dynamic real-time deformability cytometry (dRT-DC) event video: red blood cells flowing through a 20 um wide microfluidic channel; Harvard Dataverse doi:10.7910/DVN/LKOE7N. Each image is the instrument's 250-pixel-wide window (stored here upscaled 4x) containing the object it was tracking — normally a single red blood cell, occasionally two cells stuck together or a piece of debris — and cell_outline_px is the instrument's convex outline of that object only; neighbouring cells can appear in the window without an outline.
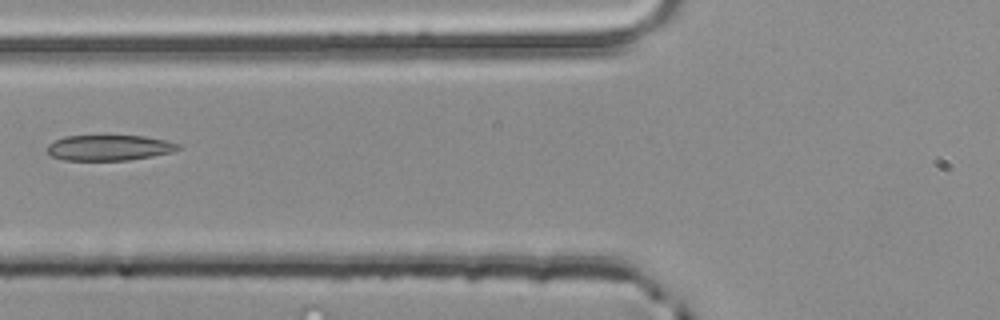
{"species": "common noctule bat (a hibernating species)", "species_latin": "Nyctalus noctula", "temperature_condition": "room temperature", "stored_images_in_passage": 5, "camera_frame_rate_fps": 3000, "um_per_image_px": 0.085, "animal": {"sex": "male", "body_mass_g": 20.4}, "frame": {"image": 1, "passage_image": 5, "time_ms": 1.333, "image_size_px": [1000, 320], "cell_outline_px": [[180, 148], [172, 152], [152, 156], [128, 160], [64, 160], [52, 156], [48, 152], [48, 144], [64, 136], [144, 136], [164, 140], [180, 144]], "centroid_in_image_um": [9.28, 12.56], "position_along_channel_um": 116.5, "area_um2": 19.31}}